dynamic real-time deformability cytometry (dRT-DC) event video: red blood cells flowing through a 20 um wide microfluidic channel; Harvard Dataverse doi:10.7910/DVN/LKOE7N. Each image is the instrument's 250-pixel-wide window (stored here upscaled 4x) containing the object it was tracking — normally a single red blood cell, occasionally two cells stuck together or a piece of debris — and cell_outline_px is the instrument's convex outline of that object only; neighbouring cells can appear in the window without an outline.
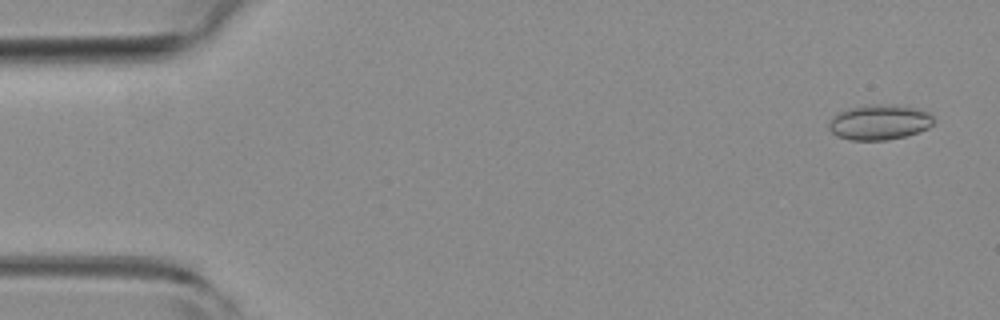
{"species": "common noctule bat (a hibernating species)", "species_latin": "Nyctalus noctula", "temperature_condition": "room temperature", "stored_images_in_passage": 9, "camera_frame_rate_fps": 3000, "um_per_image_px": 0.085, "animal": {"sex": "female", "body_mass_g": 19.3, "forearm_length_mm": 54.1}, "frame": {"image": 1, "passage_image": 1, "time_ms": 0.0, "image_size_px": [1000, 320], "cell_outline_px": [[932, 124], [928, 128], [904, 136], [884, 140], [848, 140], [836, 136], [828, 128], [828, 124], [832, 116], [836, 112], [848, 108], [872, 104], [892, 104], [912, 108], [928, 112], [932, 116]], "centroid_in_image_um": [74.67, 10.38], "position_along_channel_um": 10.3, "area_um2": 21.44}}
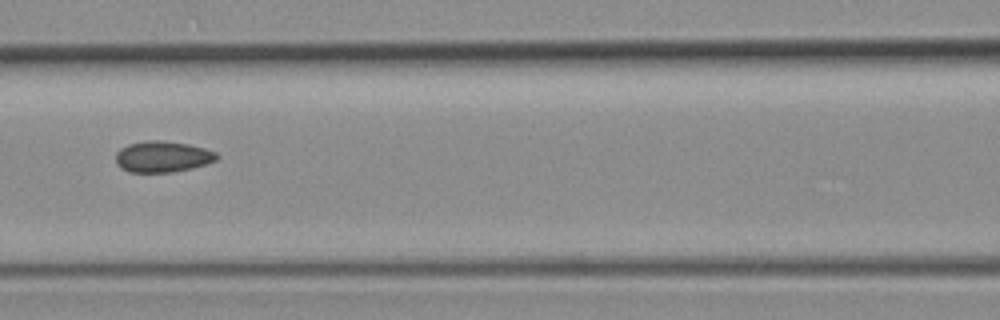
{"frame": {"image": 2, "passage_image": 7, "time_ms": 2.0, "image_size_px": [1000, 320], "cell_outline_px": [[220, 156], [216, 160], [208, 164], [192, 168], [172, 172], [128, 172], [120, 168], [116, 164], [116, 152], [120, 148], [128, 144], [148, 140], [160, 140], [188, 144], [204, 148], [216, 152]], "centroid_in_image_um": [13.81, 13.32], "position_along_channel_um": 152.8, "area_um2": 18.5}}
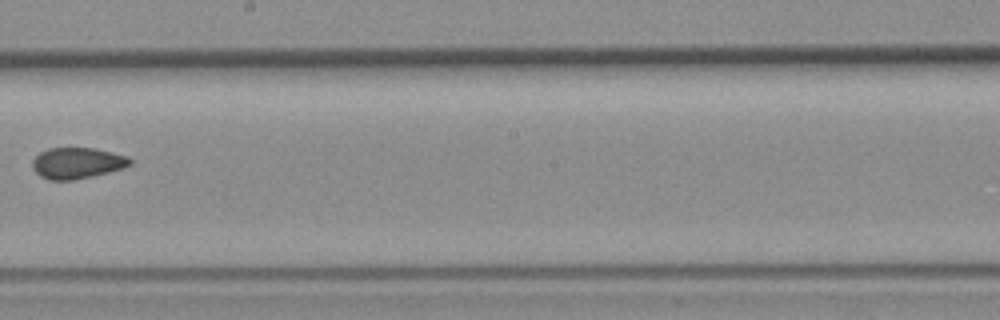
{"frame": {"image": 3, "passage_image": 9, "time_ms": 2.667, "image_size_px": [1000, 320], "cell_outline_px": [[132, 164], [124, 168], [92, 176], [72, 180], [48, 180], [40, 176], [32, 168], [32, 160], [40, 152], [48, 148], [96, 148], [128, 156], [132, 160]], "centroid_in_image_um": [6.56, 13.86], "position_along_channel_um": 241.6, "area_um2": 17.8}}